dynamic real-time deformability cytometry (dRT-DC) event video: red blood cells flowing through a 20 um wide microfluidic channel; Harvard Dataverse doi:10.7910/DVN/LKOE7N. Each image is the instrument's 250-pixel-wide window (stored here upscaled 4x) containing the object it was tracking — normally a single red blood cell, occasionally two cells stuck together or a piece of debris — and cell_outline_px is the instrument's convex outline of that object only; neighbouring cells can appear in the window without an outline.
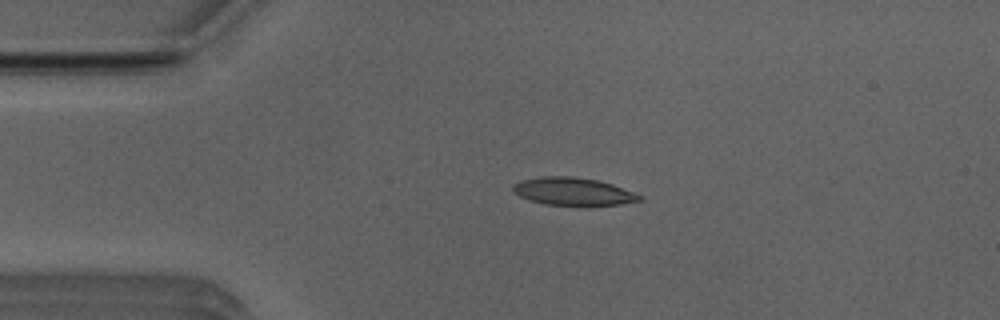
{"species": "Egyptian fruit bat (a non-hibernating species)", "species_latin": "Rousettus aegyptiacus", "temperature_condition": "room temperature", "stored_images_in_passage": 50, "camera_frame_rate_fps": 3000, "um_per_image_px": 0.085, "animal": {"sex": "male"}, "frame": {"image": 1, "passage_image": 10, "time_ms": 3.0, "image_size_px": [1000, 320], "cell_outline_px": [[644, 200], [620, 204], [588, 208], [580, 208], [544, 204], [528, 200], [520, 196], [512, 188], [512, 184], [524, 180], [540, 176], [572, 176], [596, 180], [612, 184], [644, 196]], "centroid_in_image_um": [48.77, 16.33], "position_along_channel_um": 36.2, "area_um2": 21.27}}
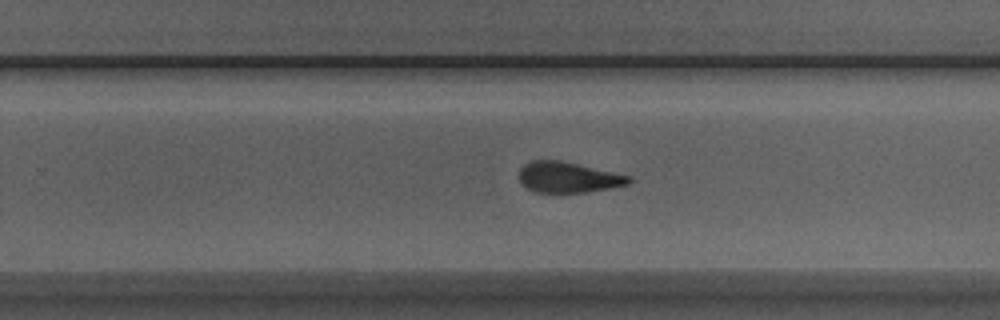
{"frame": {"image": 2, "passage_image": 31, "time_ms": 10.0, "image_size_px": [1000, 320], "cell_outline_px": [[632, 180], [628, 184], [612, 188], [584, 192], [536, 192], [528, 188], [520, 180], [520, 168], [524, 164], [532, 160], [560, 160], [632, 176]], "centroid_in_image_um": [48.32, 15.06], "position_along_channel_um": 281.5, "area_um2": 19.48}}
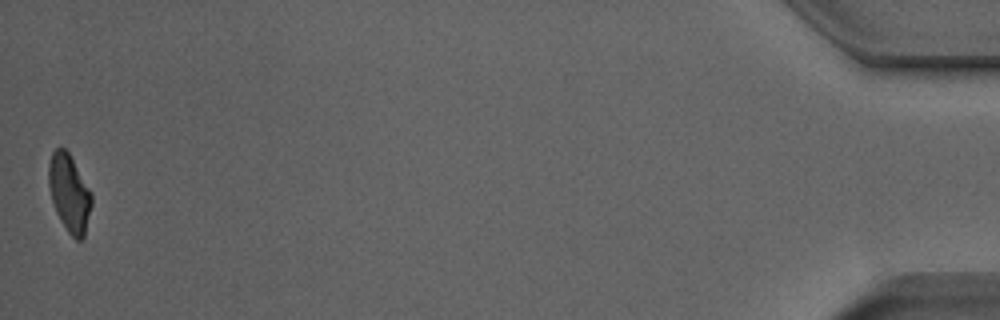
{"frame": {"image": 3, "passage_image": 50, "time_ms": 16.333, "image_size_px": [1000, 320], "cell_outline_px": [[92, 204], [84, 236], [80, 240], [76, 240], [68, 232], [60, 220], [56, 212], [52, 200], [48, 184], [48, 164], [52, 152], [56, 148], [64, 148], [68, 152], [92, 192]], "centroid_in_image_um": [5.89, 16.41], "position_along_channel_um": 429.3, "area_um2": 19.36}, "authors_computed_cell_mechanics": {"area_um2": 20.4901, "velocity_mm_per_s": 3.9583, "shape_relaxation_time_tau1_ms": 3.9913, "shape_relaxation_time_tau2_ms": 2.1433, "deformation_change_tau1": 0.1734, "deformation_change_tau2": 0.1089}}